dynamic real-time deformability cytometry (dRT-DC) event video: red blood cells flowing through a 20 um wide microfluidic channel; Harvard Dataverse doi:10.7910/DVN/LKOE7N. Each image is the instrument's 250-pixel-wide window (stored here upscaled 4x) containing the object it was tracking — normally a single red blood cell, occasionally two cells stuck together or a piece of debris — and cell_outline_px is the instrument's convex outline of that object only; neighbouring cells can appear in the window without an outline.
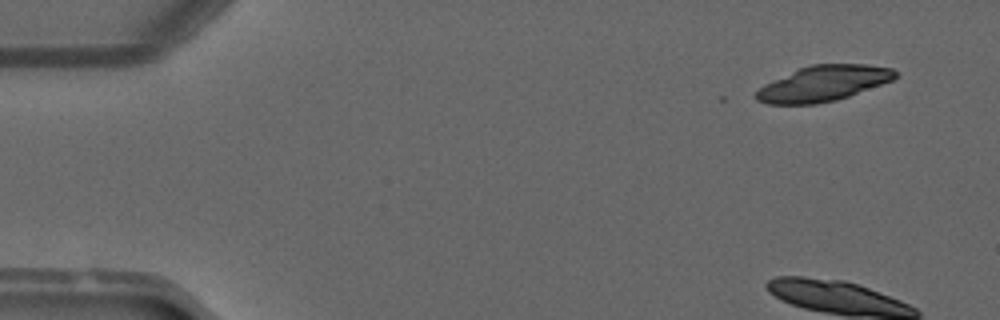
{"species": "common noctule bat (a hibernating species)", "species_latin": "Nyctalus noctula", "temperature_condition": "warm", "stored_images_in_passage": 49, "camera_frame_rate_fps": 3000, "um_per_image_px": 0.085, "animal": {"sex": "male", "forearm_length_mm": 52.5}, "frame": {"image": 1, "passage_image": 1, "time_ms": 0.0, "image_size_px": [1000, 320], "cell_outline_px": [[900, 76], [892, 80], [848, 96], [836, 100], [816, 104], [768, 104], [756, 100], [752, 96], [764, 84], [800, 68], [812, 64], [864, 64], [892, 68]], "centroid_in_image_um": [69.97, 7.1], "position_along_channel_um": 15.0, "area_um2": 28.61}}
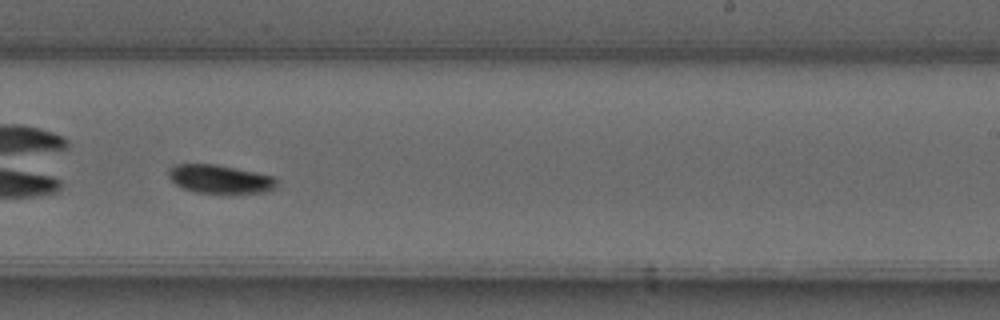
{"frame": {"image": 2, "passage_image": 30, "time_ms": 9.667, "image_size_px": [1000, 320], "cell_outline_px": [[276, 188], [264, 192], [232, 196], [228, 196], [196, 192], [184, 188], [176, 184], [168, 176], [168, 168], [176, 164], [212, 164], [256, 172], [272, 176], [276, 180]], "centroid_in_image_um": [18.72, 15.27], "position_along_channel_um": 270.3, "area_um2": 18.55}}
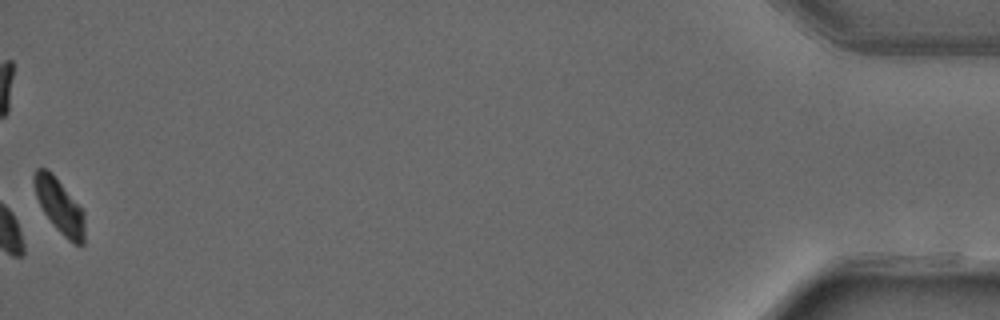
{"frame": {"image": 3, "passage_image": 49, "time_ms": 16.0, "image_size_px": [1000, 320], "cell_outline_px": [[84, 244], [72, 244], [56, 228], [44, 212], [36, 196], [32, 180], [32, 176], [36, 168], [44, 168], [52, 172], [84, 212]], "centroid_in_image_um": [5.04, 17.49], "position_along_channel_um": 430.2, "area_um2": 15.84}, "authors_computed_cell_mechanics": {"area_um2": 18.3804, "velocity_mm_per_s": 4.0632, "shape_relaxation_time_tau1_ms": 3.6397, "shape_relaxation_time_tau2_ms": null, "deformation_change_tau1": 0.1112, "deformation_change_tau2": null}}